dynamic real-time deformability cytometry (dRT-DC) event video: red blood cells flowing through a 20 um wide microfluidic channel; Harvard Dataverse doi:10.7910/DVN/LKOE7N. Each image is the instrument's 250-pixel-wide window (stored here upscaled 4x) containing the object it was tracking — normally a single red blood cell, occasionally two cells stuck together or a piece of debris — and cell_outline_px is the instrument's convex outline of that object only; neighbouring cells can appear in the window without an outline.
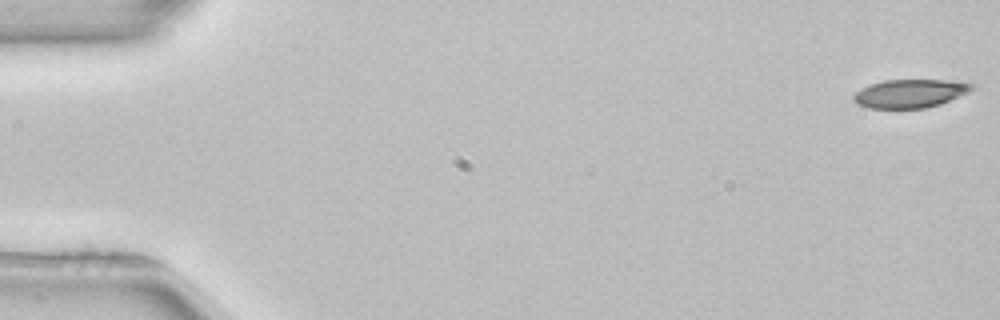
{"species": "common noctule bat (a hibernating species)", "species_latin": "Nyctalus noctula", "temperature_condition": "room temperature", "stored_images_in_passage": 52, "camera_frame_rate_fps": 3000, "um_per_image_px": 0.085, "animal": {"sex": "female", "body_mass_g": 22.7, "forearm_length_mm": 54.2}, "frame": {"image": 1, "passage_image": 1, "time_ms": 0.0, "image_size_px": [1000, 320], "cell_outline_px": [[976, 88], [968, 92], [940, 104], [924, 108], [868, 108], [856, 104], [852, 100], [852, 96], [860, 88], [884, 80], [944, 80], [972, 84]], "centroid_in_image_um": [77.3, 7.95], "position_along_channel_um": 7.7, "area_um2": 19.48}}
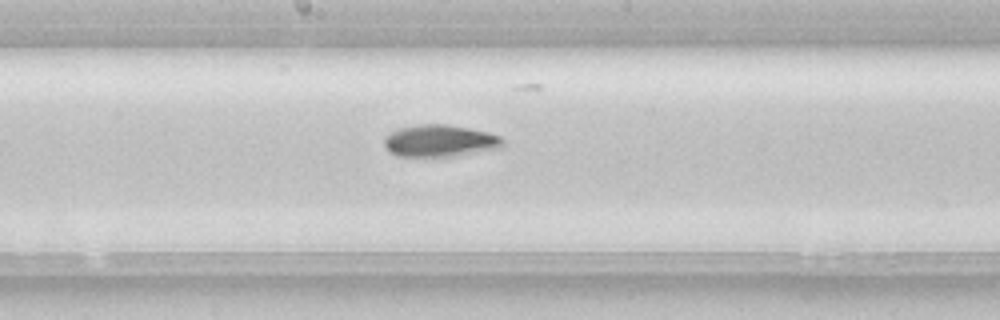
{"frame": {"image": 2, "passage_image": 28, "time_ms": 9.0, "image_size_px": [1000, 320], "cell_outline_px": [[504, 144], [500, 148], [456, 156], [396, 156], [384, 144], [384, 136], [400, 128], [420, 124], [444, 124], [468, 128], [488, 132], [500, 136], [504, 140]], "centroid_in_image_um": [37.42, 11.97], "position_along_channel_um": 210.8, "area_um2": 21.96}}
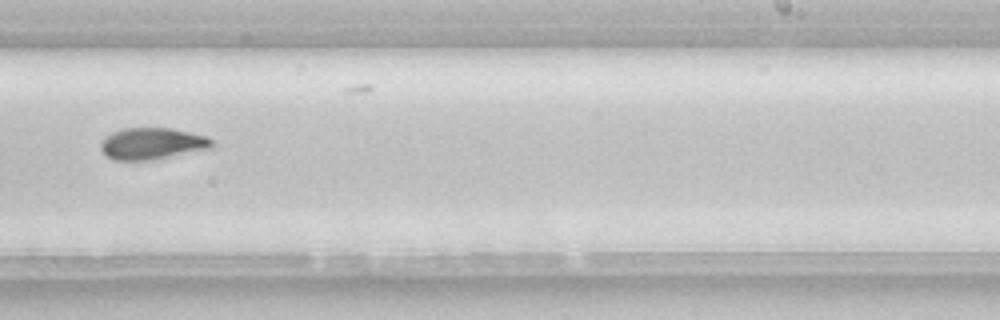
{"frame": {"image": 3, "passage_image": 33, "time_ms": 10.667, "image_size_px": [1000, 320], "cell_outline_px": [[216, 144], [212, 148], [152, 160], [112, 160], [100, 148], [100, 144], [112, 132], [120, 128], [172, 128], [204, 136], [212, 140]], "centroid_in_image_um": [12.95, 12.21], "position_along_channel_um": 276.1, "area_um2": 20.4}, "authors_computed_cell_mechanics": {"area_um2": 20.9814, "velocity_mm_per_s": 3.9434, "shape_relaxation_time_tau1_ms": 5.1622, "shape_relaxation_time_tau2_ms": null, "deformation_change_tau1": 0.1444, "deformation_change_tau2": null}}